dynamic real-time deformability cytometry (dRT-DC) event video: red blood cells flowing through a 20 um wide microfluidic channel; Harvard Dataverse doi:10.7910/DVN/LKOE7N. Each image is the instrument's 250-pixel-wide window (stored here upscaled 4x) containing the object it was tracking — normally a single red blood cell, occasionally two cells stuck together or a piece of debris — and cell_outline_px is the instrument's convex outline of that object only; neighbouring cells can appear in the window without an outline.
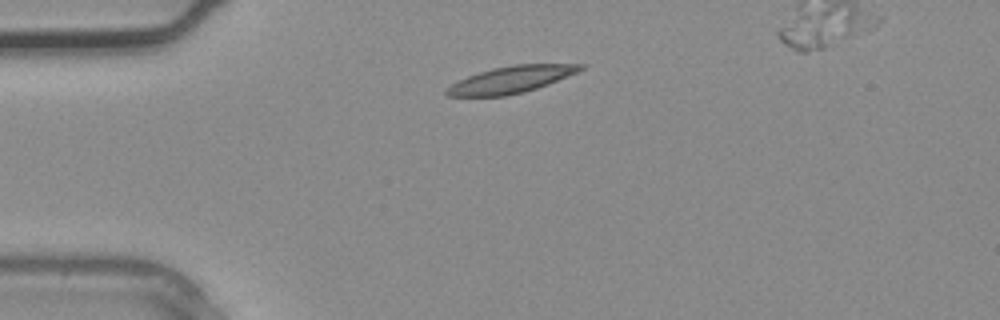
{"species": "common noctule bat (a hibernating species)", "species_latin": "Nyctalus noctula", "temperature_condition": "warm", "stored_images_in_passage": 3, "segment_of_instrument_passage": [1, 2], "camera_frame_rate_fps": 3000, "um_per_image_px": 0.085, "animal": {"sex": "male", "body_mass_g": 20.4}, "frame": {"image": 1, "passage_image": 1, "time_ms": 0.0, "image_size_px": [1000, 320], "cell_outline_px": [[588, 64], [584, 68], [576, 72], [548, 84], [524, 92], [504, 96], [448, 96], [444, 92], [452, 84], [468, 76], [480, 72], [496, 68], [516, 64]], "centroid_in_image_um": [43.46, 6.77], "position_along_channel_um": 41.5, "area_um2": 20.46}}
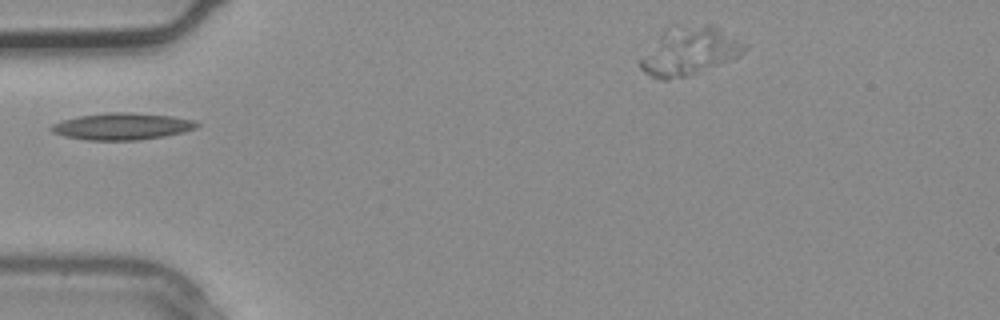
{"frame": {"image": 2, "passage_image": 2, "time_ms": 0.333, "image_size_px": [1000, 320], "cell_outline_px": [[200, 124], [196, 128], [184, 132], [164, 136], [140, 140], [88, 140], [64, 136], [52, 132], [48, 128], [52, 124], [64, 120], [80, 116], [108, 112], [128, 112], [172, 116], [192, 120]], "centroid_in_image_um": [10.37, 10.74], "position_along_channel_um": 74.6, "area_um2": 22.66}}